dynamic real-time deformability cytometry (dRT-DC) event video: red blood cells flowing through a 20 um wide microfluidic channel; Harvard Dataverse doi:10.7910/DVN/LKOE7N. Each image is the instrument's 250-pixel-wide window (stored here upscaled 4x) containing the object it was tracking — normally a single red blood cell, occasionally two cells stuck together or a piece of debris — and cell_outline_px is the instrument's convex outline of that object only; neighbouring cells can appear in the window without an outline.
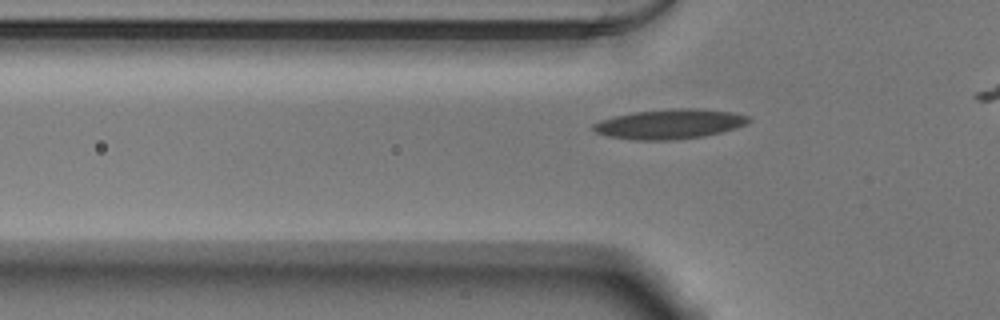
{"species": "Egyptian fruit bat (a non-hibernating species)", "species_latin": "Rousettus aegyptiacus", "temperature_condition": "warm", "stored_images_in_passage": 39, "camera_frame_rate_fps": 3000, "um_per_image_px": 0.085, "animal": {"sex": "male"}, "frame": {"image": 1, "passage_image": 11, "time_ms": 3.333, "image_size_px": [1000, 320], "cell_outline_px": [[752, 120], [736, 128], [704, 136], [672, 140], [636, 140], [608, 136], [596, 132], [592, 128], [592, 124], [600, 120], [616, 116], [636, 112], [672, 108], [692, 108], [732, 112], [748, 116]], "centroid_in_image_um": [56.92, 10.54], "position_along_channel_um": 68.9, "area_um2": 26.7}}
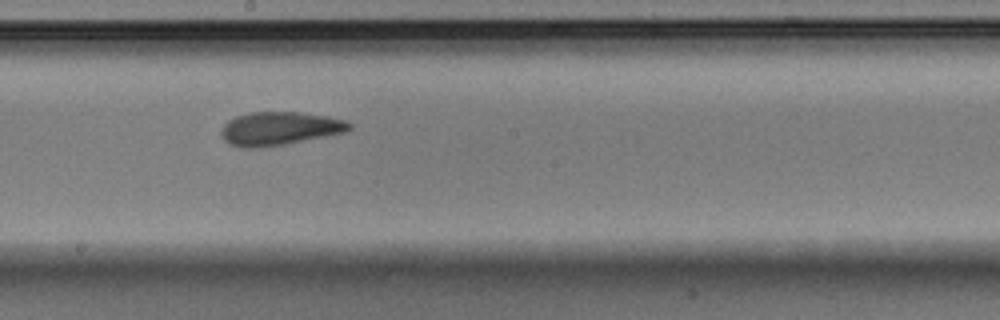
{"frame": {"image": 2, "passage_image": 23, "time_ms": 7.333, "image_size_px": [1000, 320], "cell_outline_px": [[352, 128], [348, 132], [284, 144], [256, 148], [240, 148], [228, 144], [224, 140], [220, 132], [224, 124], [228, 120], [236, 116], [248, 112], [300, 112], [328, 116], [344, 120], [352, 124]], "centroid_in_image_um": [23.75, 10.92], "position_along_channel_um": 224.4, "area_um2": 25.14}}
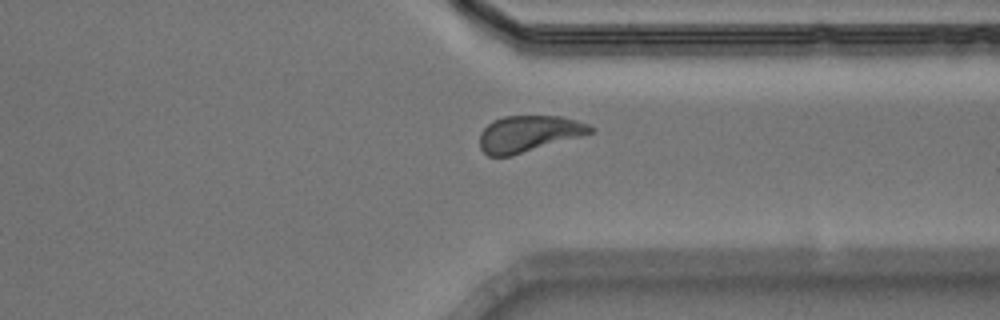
{"frame": {"image": 3, "passage_image": 34, "time_ms": 11.0, "image_size_px": [1000, 320], "cell_outline_px": [[596, 128], [592, 132], [580, 136], [512, 156], [488, 156], [480, 148], [480, 132], [492, 120], [504, 116], [560, 116], [576, 120], [588, 124]], "centroid_in_image_um": [44.91, 11.36], "position_along_channel_um": 366.5, "area_um2": 23.35}}